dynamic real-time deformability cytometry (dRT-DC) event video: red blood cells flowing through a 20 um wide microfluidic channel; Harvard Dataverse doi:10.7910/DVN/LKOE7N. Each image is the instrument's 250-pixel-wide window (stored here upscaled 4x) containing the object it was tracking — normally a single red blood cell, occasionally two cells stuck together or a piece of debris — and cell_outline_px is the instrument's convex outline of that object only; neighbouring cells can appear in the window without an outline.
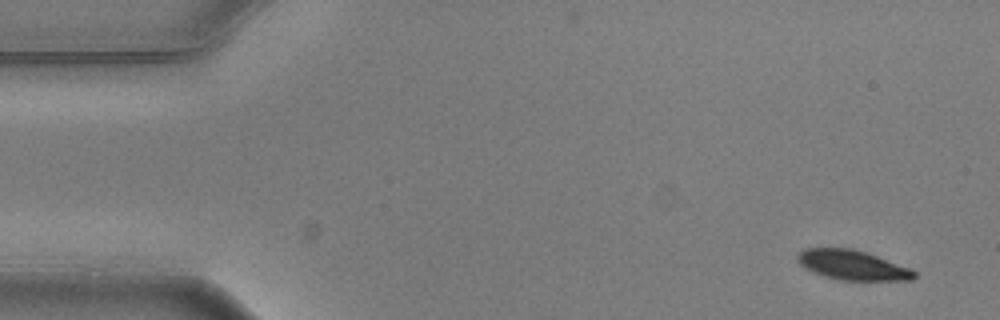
{"species": "common noctule bat (a hibernating species)", "species_latin": "Nyctalus noctula", "temperature_condition": "warm", "stored_images_in_passage": 8, "camera_frame_rate_fps": 3000, "um_per_image_px": 0.085, "animal": {"sex": "male", "body_mass_g": 20.5, "forearm_length_mm": 52.5}, "frame": {"image": 1, "passage_image": 1, "time_ms": 0.0, "image_size_px": [1000, 320], "cell_outline_px": [[916, 276], [912, 280], [836, 280], [812, 272], [804, 268], [796, 260], [796, 256], [804, 248], [852, 248], [912, 268], [916, 272]], "centroid_in_image_um": [72.43, 22.54], "position_along_channel_um": 12.6, "area_um2": 20.29}}
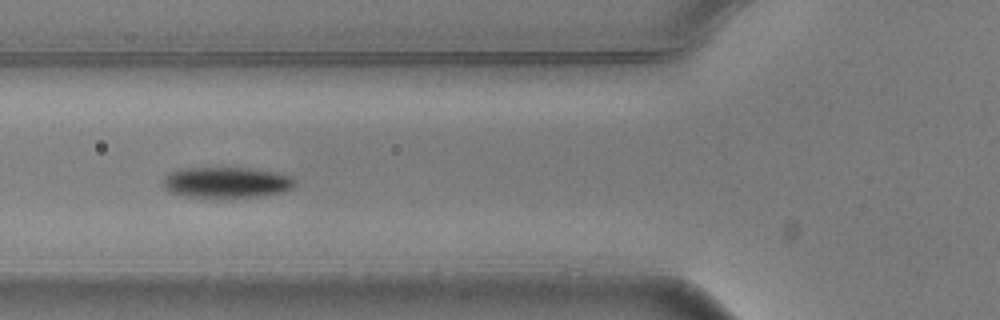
{"frame": {"image": 2, "passage_image": 5, "time_ms": 1.333, "image_size_px": [1000, 320], "cell_outline_px": [[296, 184], [292, 188], [284, 192], [264, 196], [212, 200], [188, 196], [168, 192], [160, 184], [164, 176], [168, 172], [176, 168], [252, 168], [276, 172], [292, 176], [296, 180]], "centroid_in_image_um": [19.22, 15.54], "position_along_channel_um": 106.6, "area_um2": 24.97}}
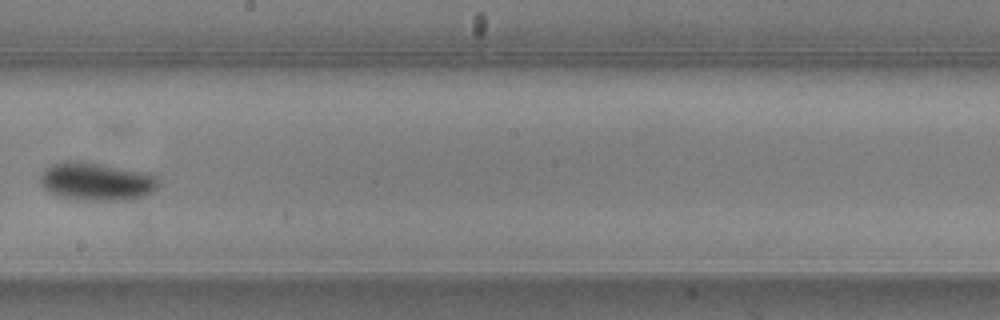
{"frame": {"image": 3, "passage_image": 8, "time_ms": 2.333, "image_size_px": [1000, 320], "cell_outline_px": [[160, 184], [152, 192], [144, 196], [132, 200], [76, 200], [56, 196], [44, 188], [40, 184], [40, 176], [44, 168], [48, 164], [64, 160], [84, 160], [148, 172], [156, 176], [160, 180]], "centroid_in_image_um": [8.19, 15.4], "position_along_channel_um": 240.0, "area_um2": 27.22}}